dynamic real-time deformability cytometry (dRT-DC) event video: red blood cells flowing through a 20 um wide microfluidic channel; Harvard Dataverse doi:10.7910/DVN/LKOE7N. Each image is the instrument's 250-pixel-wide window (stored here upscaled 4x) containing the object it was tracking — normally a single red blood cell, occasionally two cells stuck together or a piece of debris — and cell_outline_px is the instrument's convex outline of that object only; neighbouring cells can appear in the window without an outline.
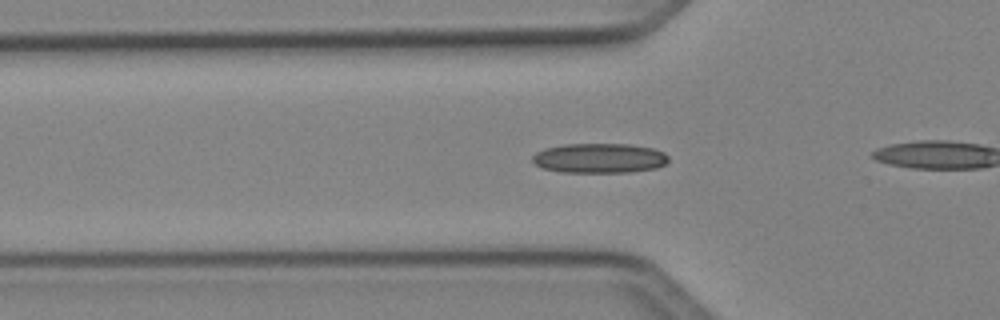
{"species": "Egyptian fruit bat (a non-hibernating species)", "species_latin": "Rousettus aegyptiacus", "temperature_condition": "cold", "stored_images_in_passage": 40, "camera_frame_rate_fps": 3000, "um_per_image_px": 0.085, "animal": {"sex": "female"}, "frame": {"image": 1, "passage_image": 16, "time_ms": 5.0, "image_size_px": [1000, 320], "cell_outline_px": [[668, 160], [664, 164], [656, 168], [628, 172], [560, 172], [544, 168], [536, 164], [532, 160], [532, 156], [536, 152], [544, 148], [564, 144], [628, 144], [652, 148], [664, 152], [668, 156]], "centroid_in_image_um": [50.94, 13.44], "position_along_channel_um": 74.9, "area_um2": 23.52}}
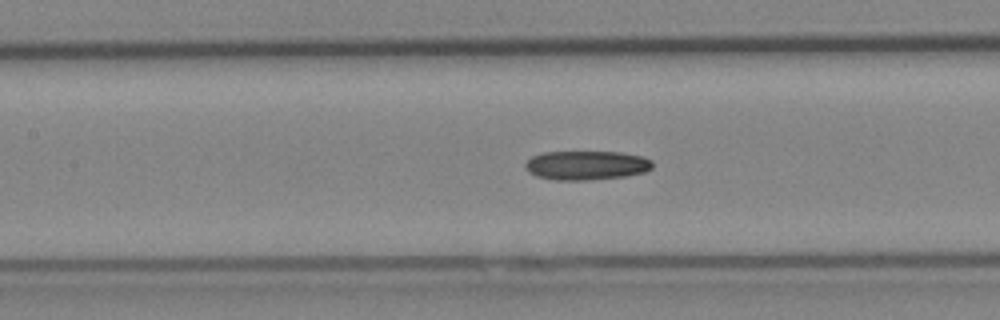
{"frame": {"image": 2, "passage_image": 22, "time_ms": 7.0, "image_size_px": [1000, 320], "cell_outline_px": [[652, 168], [644, 172], [624, 176], [588, 180], [552, 180], [536, 176], [528, 172], [524, 164], [532, 156], [544, 152], [620, 152], [640, 156], [652, 160]], "centroid_in_image_um": [49.81, 14.05], "position_along_channel_um": 157.6, "area_um2": 21.56}}
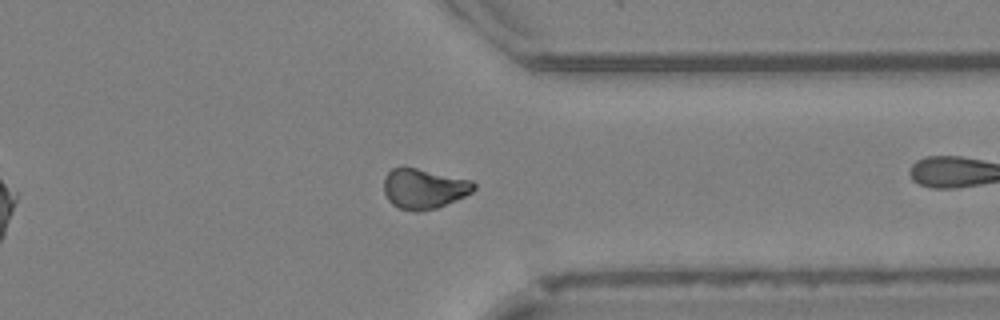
{"frame": {"image": 3, "passage_image": 38, "time_ms": 12.333, "image_size_px": [1000, 320], "cell_outline_px": [[476, 188], [472, 192], [456, 200], [436, 208], [416, 212], [400, 208], [392, 204], [388, 200], [384, 192], [384, 180], [388, 172], [392, 168], [416, 168], [472, 180], [476, 184]], "centroid_in_image_um": [36.04, 16.04], "position_along_channel_um": 375.4, "area_um2": 20.87}}